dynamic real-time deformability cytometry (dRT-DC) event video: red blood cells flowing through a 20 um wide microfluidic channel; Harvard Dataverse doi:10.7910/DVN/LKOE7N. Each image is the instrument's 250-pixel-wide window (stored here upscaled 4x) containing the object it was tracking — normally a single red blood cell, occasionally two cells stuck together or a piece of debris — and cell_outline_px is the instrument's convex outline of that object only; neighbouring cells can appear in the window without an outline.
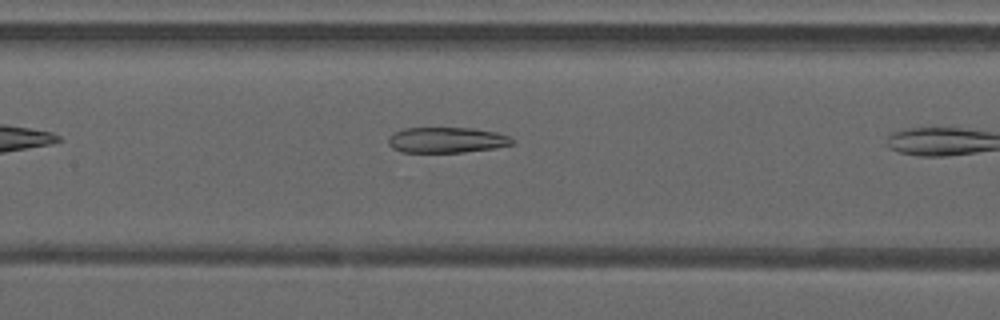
{"species": "common noctule bat (a hibernating species)", "species_latin": "Nyctalus noctula", "temperature_condition": "warm", "stored_images_in_passage": 8, "camera_frame_rate_fps": 3000, "um_per_image_px": 0.085, "animal": {"sex": "male", "forearm_length_mm": 52.5}, "frame": {"image": 1, "passage_image": 7, "time_ms": 2.0, "image_size_px": [1000, 320], "cell_outline_px": [[516, 144], [496, 148], [464, 152], [400, 152], [392, 148], [388, 144], [388, 136], [392, 132], [404, 128], [472, 128], [496, 132], [508, 136], [516, 140]], "centroid_in_image_um": [37.97, 11.9], "position_along_channel_um": 169.4, "area_um2": 18.79}}